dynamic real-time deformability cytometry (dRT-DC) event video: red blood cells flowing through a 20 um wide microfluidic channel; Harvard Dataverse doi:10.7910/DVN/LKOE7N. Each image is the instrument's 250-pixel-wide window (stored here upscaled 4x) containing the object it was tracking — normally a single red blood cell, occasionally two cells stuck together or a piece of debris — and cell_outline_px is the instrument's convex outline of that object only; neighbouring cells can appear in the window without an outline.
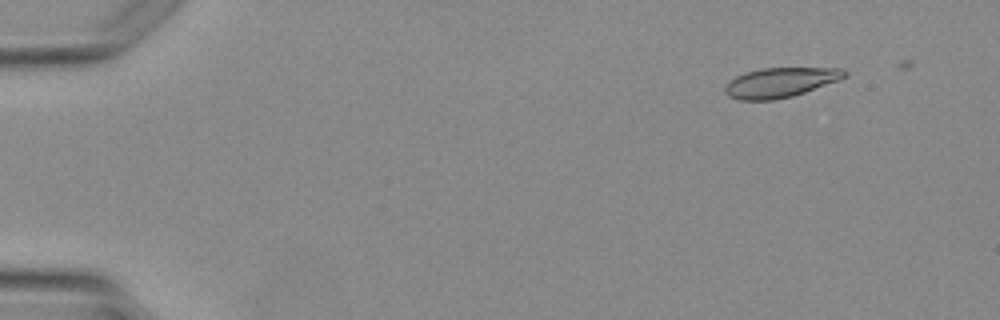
{"species": "Egyptian fruit bat (a non-hibernating species)", "species_latin": "Rousettus aegyptiacus", "temperature_condition": "warm", "stored_images_in_passage": 3, "camera_frame_rate_fps": 3000, "um_per_image_px": 0.085, "animal": {"sex": "female"}, "frame": {"image": 1, "passage_image": 1, "time_ms": 0.0, "image_size_px": [1000, 320], "cell_outline_px": [[848, 76], [840, 80], [792, 96], [776, 100], [740, 100], [728, 96], [724, 92], [724, 84], [736, 76], [760, 68], [844, 68], [848, 72]], "centroid_in_image_um": [66.33, 7.01], "position_along_channel_um": 18.7, "area_um2": 20.87}}
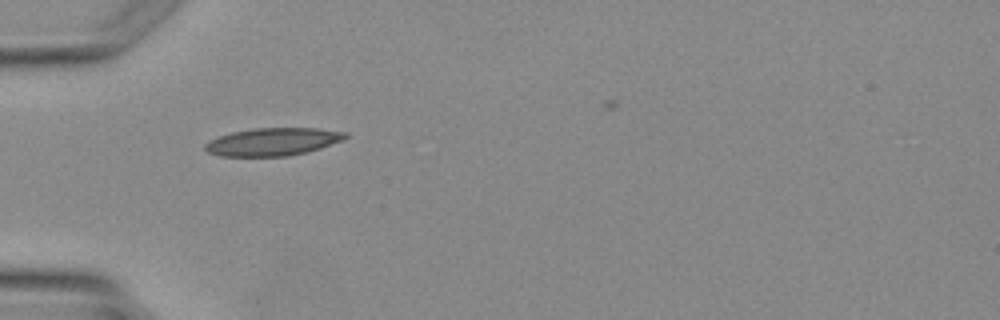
{"frame": {"image": 2, "passage_image": 3, "time_ms": 3.0, "image_size_px": [1000, 320], "cell_outline_px": [[348, 136], [344, 140], [320, 148], [288, 156], [220, 156], [208, 152], [204, 148], [204, 144], [208, 140], [232, 132], [252, 128], [316, 128], [348, 132]], "centroid_in_image_um": [23.19, 12.04], "position_along_channel_um": 61.8, "area_um2": 22.72}}